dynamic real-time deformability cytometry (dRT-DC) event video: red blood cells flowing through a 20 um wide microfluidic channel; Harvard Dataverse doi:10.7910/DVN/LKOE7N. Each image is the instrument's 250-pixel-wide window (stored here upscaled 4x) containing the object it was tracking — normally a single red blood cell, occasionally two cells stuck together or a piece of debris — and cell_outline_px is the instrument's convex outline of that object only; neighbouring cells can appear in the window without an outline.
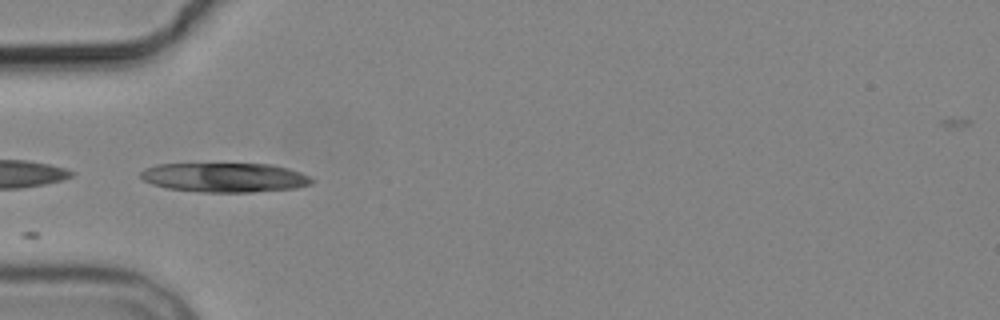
{"species": "common noctule bat (a hibernating species)", "species_latin": "Nyctalus noctula", "temperature_condition": "cold", "stored_images_in_passage": 8, "camera_frame_rate_fps": 3000, "um_per_image_px": 0.085, "animal": {"sex": "male", "body_mass_g": 19.2, "forearm_length_mm": 51.8}, "frame": {"image": 1, "passage_image": 5, "time_ms": 4.667, "image_size_px": [1000, 320], "cell_outline_px": [[312, 184], [296, 188], [252, 192], [204, 192], [168, 188], [152, 184], [144, 180], [140, 176], [140, 172], [144, 168], [156, 164], [272, 164], [288, 168], [300, 172], [308, 176], [312, 180]], "centroid_in_image_um": [19.09, 15.08], "position_along_channel_um": 65.9, "area_um2": 29.19}}